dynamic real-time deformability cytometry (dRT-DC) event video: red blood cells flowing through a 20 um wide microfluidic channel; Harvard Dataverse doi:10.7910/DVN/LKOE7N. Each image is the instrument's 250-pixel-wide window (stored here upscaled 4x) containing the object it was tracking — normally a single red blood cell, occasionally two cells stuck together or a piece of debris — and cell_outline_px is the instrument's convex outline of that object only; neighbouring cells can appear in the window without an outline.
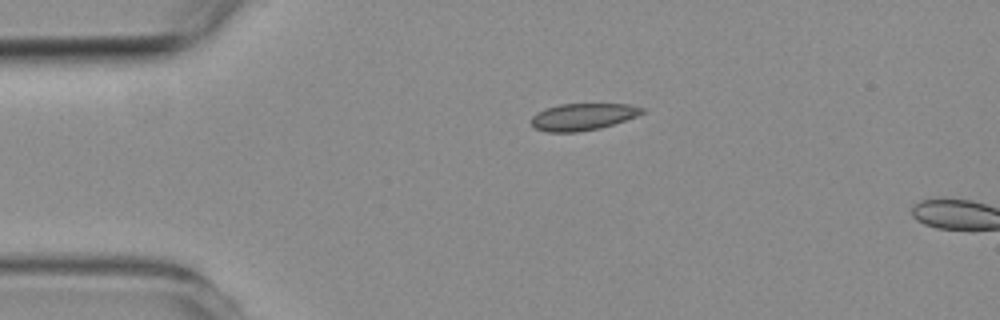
{"species": "common noctule bat (a hibernating species)", "species_latin": "Nyctalus noctula", "temperature_condition": "room temperature", "stored_images_in_passage": 2, "camera_frame_rate_fps": 3000, "um_per_image_px": 0.085, "animal": {"sex": "female", "body_mass_g": 19.3, "forearm_length_mm": 54.1}, "frame": {"image": 1, "passage_image": 1, "time_ms": 0.0, "image_size_px": [1000, 320], "cell_outline_px": [[644, 112], [636, 116], [600, 128], [576, 132], [548, 132], [536, 128], [532, 124], [532, 116], [536, 112], [560, 104], [628, 104], [644, 108]], "centroid_in_image_um": [49.53, 9.92], "position_along_channel_um": 35.5, "area_um2": 17.11}}